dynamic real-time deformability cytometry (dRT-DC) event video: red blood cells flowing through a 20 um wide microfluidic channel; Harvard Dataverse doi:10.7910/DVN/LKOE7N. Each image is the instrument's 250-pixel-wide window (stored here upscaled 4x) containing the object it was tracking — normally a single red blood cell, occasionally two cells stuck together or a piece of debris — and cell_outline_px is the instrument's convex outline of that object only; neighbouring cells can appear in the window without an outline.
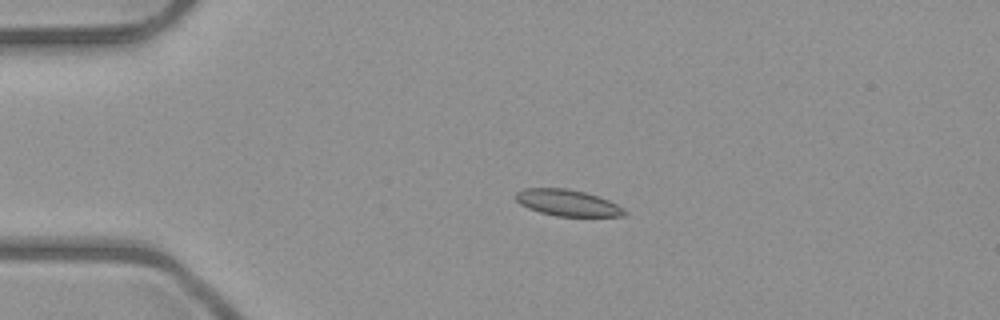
{"species": "common noctule bat (a hibernating species)", "species_latin": "Nyctalus noctula", "temperature_condition": "room temperature", "stored_images_in_passage": 4, "camera_frame_rate_fps": 3000, "um_per_image_px": 0.085, "animal": {"sex": "male", "body_mass_g": 23.1, "forearm_length_mm": 52.7}, "frame": {"image": 1, "passage_image": 3, "time_ms": 2.333, "image_size_px": [1000, 320], "cell_outline_px": [[628, 212], [624, 216], [556, 216], [540, 212], [528, 208], [520, 204], [516, 200], [516, 192], [524, 188], [568, 188], [584, 192], [608, 200], [624, 208]], "centroid_in_image_um": [48.23, 17.24], "position_along_channel_um": 36.8, "area_um2": 16.65}}